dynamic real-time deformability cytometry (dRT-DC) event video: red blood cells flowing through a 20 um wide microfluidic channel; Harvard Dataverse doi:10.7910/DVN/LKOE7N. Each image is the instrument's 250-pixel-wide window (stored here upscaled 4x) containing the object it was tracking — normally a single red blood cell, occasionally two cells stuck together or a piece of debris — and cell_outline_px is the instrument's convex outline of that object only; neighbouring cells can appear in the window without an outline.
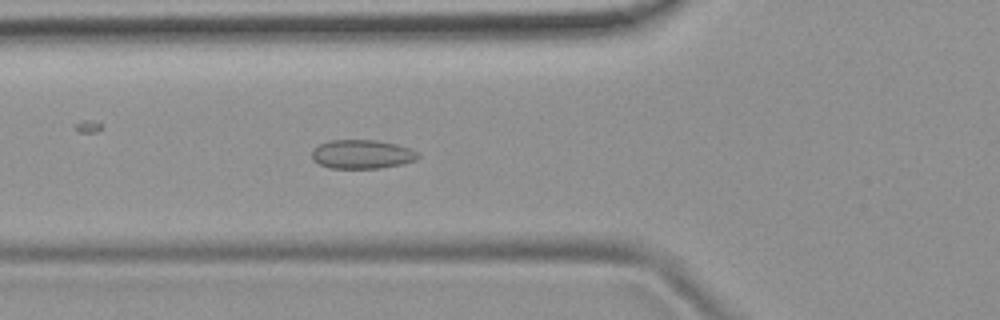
{"species": "common noctule bat (a hibernating species)", "species_latin": "Nyctalus noctula", "temperature_condition": "room temperature", "stored_images_in_passage": 5, "camera_frame_rate_fps": 3000, "um_per_image_px": 0.085, "animal": {"sex": "female", "body_mass_g": 19.9}, "frame": {"image": 1, "passage_image": 5, "time_ms": 4.667, "image_size_px": [1000, 320], "cell_outline_px": [[420, 156], [416, 160], [400, 164], [380, 168], [332, 168], [320, 164], [312, 160], [312, 148], [328, 140], [376, 140], [396, 144], [420, 152]], "centroid_in_image_um": [30.76, 13.1], "position_along_channel_um": 95.0, "area_um2": 17.92}}